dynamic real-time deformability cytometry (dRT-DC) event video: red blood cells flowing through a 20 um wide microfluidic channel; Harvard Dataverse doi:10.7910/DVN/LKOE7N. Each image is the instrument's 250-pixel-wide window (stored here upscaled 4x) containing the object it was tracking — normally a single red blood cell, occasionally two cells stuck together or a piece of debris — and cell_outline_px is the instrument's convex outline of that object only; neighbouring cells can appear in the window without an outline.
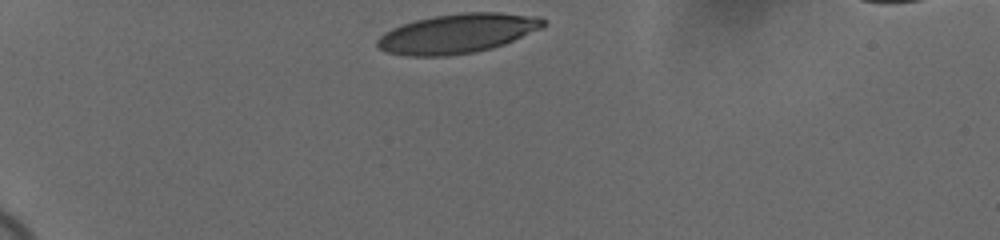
{"species": "human", "species_latin": "Homo sapiens", "temperature_condition": "cold", "stored_images_in_passage": 35, "camera_frame_rate_fps": 3000, "um_per_image_px": 0.085, "donor": {"sex": "female"}, "frame": {"image": 1, "passage_image": 1, "time_ms": 0.0, "image_size_px": [1000, 240], "cell_outline_px": [[544, 28], [504, 44], [492, 48], [472, 52], [448, 56], [408, 56], [384, 52], [376, 44], [376, 40], [384, 32], [392, 28], [416, 20], [432, 16], [464, 12], [496, 12], [540, 16], [544, 20]], "centroid_in_image_um": [38.89, 2.84], "position_along_channel_um": 46.1, "area_um2": 38.26}}
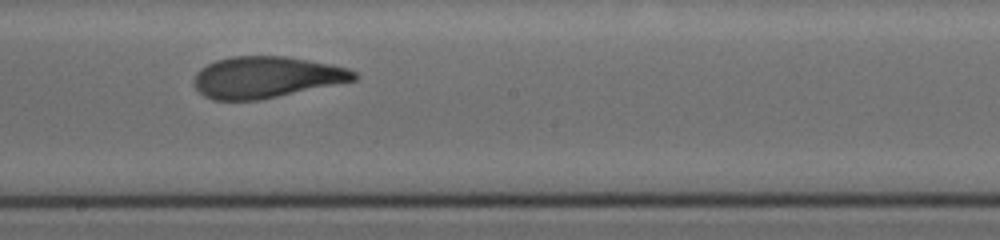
{"frame": {"image": 2, "passage_image": 20, "time_ms": 6.333, "image_size_px": [1000, 240], "cell_outline_px": [[360, 76], [356, 80], [260, 100], [212, 100], [204, 96], [196, 88], [192, 80], [196, 72], [200, 68], [216, 60], [232, 56], [284, 56], [308, 60], [348, 68], [356, 72]], "centroid_in_image_um": [22.61, 6.57], "position_along_channel_um": 225.6, "area_um2": 38.67}}
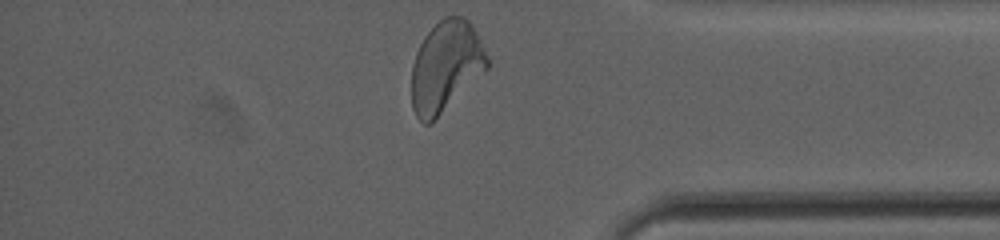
{"frame": {"image": 3, "passage_image": 35, "time_ms": 11.333, "image_size_px": [1000, 240], "cell_outline_px": [[488, 68], [432, 124], [424, 124], [416, 116], [412, 108], [412, 64], [416, 52], [424, 36], [444, 16], [464, 16], [472, 24], [488, 56]], "centroid_in_image_um": [37.89, 5.67], "position_along_channel_um": 397.3, "area_um2": 40.11}, "authors_computed_cell_mechanics": {"area_um2": 39.2462, "velocity_mm_per_s": 3.656, "shape_relaxation_time_tau1_ms": 3.7754, "shape_relaxation_time_tau2_ms": 1.3289, "deformation_change_tau1": 0.1975, "deformation_change_tau2": 0.091}}